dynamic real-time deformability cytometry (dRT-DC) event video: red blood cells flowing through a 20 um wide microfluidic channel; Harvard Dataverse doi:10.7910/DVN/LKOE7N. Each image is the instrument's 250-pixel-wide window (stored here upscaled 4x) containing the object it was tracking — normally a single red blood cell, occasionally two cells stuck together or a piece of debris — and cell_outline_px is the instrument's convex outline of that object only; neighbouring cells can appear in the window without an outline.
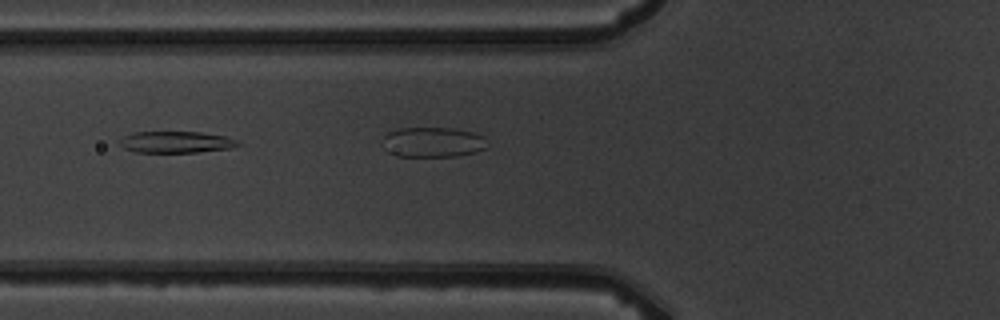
{"species": "common noctule bat (a hibernating species)", "species_latin": "Nyctalus noctula", "temperature_condition": "warm", "stored_images_in_passage": 3, "camera_frame_rate_fps": 3000, "um_per_image_px": 0.085, "animal": {"sex": "male", "body_mass_g": 19.5, "forearm_length_mm": 54.6}, "frame": {"image": 1, "passage_image": 2, "time_ms": 1.0, "image_size_px": [1000, 320], "cell_outline_px": [[244, 144], [232, 148], [196, 152], [136, 152], [124, 148], [116, 144], [124, 136], [132, 132], [200, 132], [224, 136], [236, 140]], "centroid_in_image_um": [14.95, 12.08], "position_along_channel_um": 110.8, "area_um2": 14.91}}